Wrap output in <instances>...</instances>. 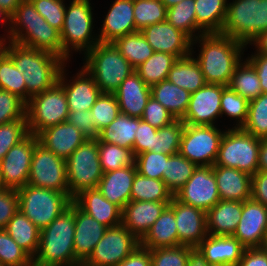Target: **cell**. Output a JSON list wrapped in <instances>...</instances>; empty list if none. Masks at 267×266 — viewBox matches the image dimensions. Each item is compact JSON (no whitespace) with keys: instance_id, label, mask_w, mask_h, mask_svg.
<instances>
[{"instance_id":"1","label":"cell","mask_w":267,"mask_h":266,"mask_svg":"<svg viewBox=\"0 0 267 266\" xmlns=\"http://www.w3.org/2000/svg\"><path fill=\"white\" fill-rule=\"evenodd\" d=\"M198 43L201 49L195 59L205 82L228 86L247 46L221 33H204L192 40L191 48Z\"/></svg>"},{"instance_id":"2","label":"cell","mask_w":267,"mask_h":266,"mask_svg":"<svg viewBox=\"0 0 267 266\" xmlns=\"http://www.w3.org/2000/svg\"><path fill=\"white\" fill-rule=\"evenodd\" d=\"M8 45V46H7ZM2 51L13 61L26 85V103L29 99L53 87L67 62L48 51L32 49L14 42L2 46Z\"/></svg>"},{"instance_id":"3","label":"cell","mask_w":267,"mask_h":266,"mask_svg":"<svg viewBox=\"0 0 267 266\" xmlns=\"http://www.w3.org/2000/svg\"><path fill=\"white\" fill-rule=\"evenodd\" d=\"M75 203L40 230L33 266H81L74 254Z\"/></svg>"},{"instance_id":"4","label":"cell","mask_w":267,"mask_h":266,"mask_svg":"<svg viewBox=\"0 0 267 266\" xmlns=\"http://www.w3.org/2000/svg\"><path fill=\"white\" fill-rule=\"evenodd\" d=\"M10 17L11 42L62 58L60 32L46 22L30 0H23Z\"/></svg>"},{"instance_id":"5","label":"cell","mask_w":267,"mask_h":266,"mask_svg":"<svg viewBox=\"0 0 267 266\" xmlns=\"http://www.w3.org/2000/svg\"><path fill=\"white\" fill-rule=\"evenodd\" d=\"M83 67L102 93H114L135 69L112 43H97L84 54Z\"/></svg>"},{"instance_id":"6","label":"cell","mask_w":267,"mask_h":266,"mask_svg":"<svg viewBox=\"0 0 267 266\" xmlns=\"http://www.w3.org/2000/svg\"><path fill=\"white\" fill-rule=\"evenodd\" d=\"M68 5L66 3L63 27L60 32L62 58L66 62L72 56L71 51L75 53L80 51L79 53L84 55L99 43L97 33H95L96 36L93 34L94 17L90 0H72Z\"/></svg>"},{"instance_id":"7","label":"cell","mask_w":267,"mask_h":266,"mask_svg":"<svg viewBox=\"0 0 267 266\" xmlns=\"http://www.w3.org/2000/svg\"><path fill=\"white\" fill-rule=\"evenodd\" d=\"M267 30V0H232L228 2L221 34L246 46Z\"/></svg>"},{"instance_id":"8","label":"cell","mask_w":267,"mask_h":266,"mask_svg":"<svg viewBox=\"0 0 267 266\" xmlns=\"http://www.w3.org/2000/svg\"><path fill=\"white\" fill-rule=\"evenodd\" d=\"M19 210L40 230L47 227L72 202L63 192L26 184L16 190Z\"/></svg>"},{"instance_id":"9","label":"cell","mask_w":267,"mask_h":266,"mask_svg":"<svg viewBox=\"0 0 267 266\" xmlns=\"http://www.w3.org/2000/svg\"><path fill=\"white\" fill-rule=\"evenodd\" d=\"M69 197L73 200L82 191L96 189L103 171L97 138H87L66 159Z\"/></svg>"},{"instance_id":"10","label":"cell","mask_w":267,"mask_h":266,"mask_svg":"<svg viewBox=\"0 0 267 266\" xmlns=\"http://www.w3.org/2000/svg\"><path fill=\"white\" fill-rule=\"evenodd\" d=\"M260 138L242 128H227L214 165L236 168L251 176L258 171Z\"/></svg>"},{"instance_id":"11","label":"cell","mask_w":267,"mask_h":266,"mask_svg":"<svg viewBox=\"0 0 267 266\" xmlns=\"http://www.w3.org/2000/svg\"><path fill=\"white\" fill-rule=\"evenodd\" d=\"M67 97L63 86L57 82L53 87L29 99L26 103V119L30 134L67 121L69 114Z\"/></svg>"},{"instance_id":"12","label":"cell","mask_w":267,"mask_h":266,"mask_svg":"<svg viewBox=\"0 0 267 266\" xmlns=\"http://www.w3.org/2000/svg\"><path fill=\"white\" fill-rule=\"evenodd\" d=\"M224 132L216 125L185 124L178 153L197 166H214Z\"/></svg>"},{"instance_id":"13","label":"cell","mask_w":267,"mask_h":266,"mask_svg":"<svg viewBox=\"0 0 267 266\" xmlns=\"http://www.w3.org/2000/svg\"><path fill=\"white\" fill-rule=\"evenodd\" d=\"M140 240L124 225L110 227L81 266H115L127 258Z\"/></svg>"},{"instance_id":"14","label":"cell","mask_w":267,"mask_h":266,"mask_svg":"<svg viewBox=\"0 0 267 266\" xmlns=\"http://www.w3.org/2000/svg\"><path fill=\"white\" fill-rule=\"evenodd\" d=\"M27 184L63 192L69 196L66 160L38 142L34 148Z\"/></svg>"},{"instance_id":"15","label":"cell","mask_w":267,"mask_h":266,"mask_svg":"<svg viewBox=\"0 0 267 266\" xmlns=\"http://www.w3.org/2000/svg\"><path fill=\"white\" fill-rule=\"evenodd\" d=\"M186 204L207 212L220 201L213 166H197L192 177L174 195Z\"/></svg>"},{"instance_id":"16","label":"cell","mask_w":267,"mask_h":266,"mask_svg":"<svg viewBox=\"0 0 267 266\" xmlns=\"http://www.w3.org/2000/svg\"><path fill=\"white\" fill-rule=\"evenodd\" d=\"M38 142L36 135L29 134L0 161L1 178L6 188L17 190L27 184L34 148Z\"/></svg>"},{"instance_id":"17","label":"cell","mask_w":267,"mask_h":266,"mask_svg":"<svg viewBox=\"0 0 267 266\" xmlns=\"http://www.w3.org/2000/svg\"><path fill=\"white\" fill-rule=\"evenodd\" d=\"M223 85L205 84L191 94L189 105L181 119L187 125H216L221 116V96Z\"/></svg>"},{"instance_id":"18","label":"cell","mask_w":267,"mask_h":266,"mask_svg":"<svg viewBox=\"0 0 267 266\" xmlns=\"http://www.w3.org/2000/svg\"><path fill=\"white\" fill-rule=\"evenodd\" d=\"M174 209L178 232V246L196 248L208 235L207 214L204 210L186 205L175 197L170 202Z\"/></svg>"},{"instance_id":"19","label":"cell","mask_w":267,"mask_h":266,"mask_svg":"<svg viewBox=\"0 0 267 266\" xmlns=\"http://www.w3.org/2000/svg\"><path fill=\"white\" fill-rule=\"evenodd\" d=\"M81 68L73 78L67 80L65 64L59 76L58 82L64 88L69 111L91 110L102 93L93 76L83 66Z\"/></svg>"},{"instance_id":"20","label":"cell","mask_w":267,"mask_h":266,"mask_svg":"<svg viewBox=\"0 0 267 266\" xmlns=\"http://www.w3.org/2000/svg\"><path fill=\"white\" fill-rule=\"evenodd\" d=\"M267 232V206L252 198L243 201V210L233 237L245 248L262 247Z\"/></svg>"},{"instance_id":"21","label":"cell","mask_w":267,"mask_h":266,"mask_svg":"<svg viewBox=\"0 0 267 266\" xmlns=\"http://www.w3.org/2000/svg\"><path fill=\"white\" fill-rule=\"evenodd\" d=\"M154 52H164L178 59L191 54L192 40L167 21L145 27L140 31Z\"/></svg>"},{"instance_id":"22","label":"cell","mask_w":267,"mask_h":266,"mask_svg":"<svg viewBox=\"0 0 267 266\" xmlns=\"http://www.w3.org/2000/svg\"><path fill=\"white\" fill-rule=\"evenodd\" d=\"M169 204L131 200L122 209L121 224L141 240Z\"/></svg>"},{"instance_id":"23","label":"cell","mask_w":267,"mask_h":266,"mask_svg":"<svg viewBox=\"0 0 267 266\" xmlns=\"http://www.w3.org/2000/svg\"><path fill=\"white\" fill-rule=\"evenodd\" d=\"M112 3L98 34L100 43H112L121 36L136 32L134 0H115Z\"/></svg>"},{"instance_id":"24","label":"cell","mask_w":267,"mask_h":266,"mask_svg":"<svg viewBox=\"0 0 267 266\" xmlns=\"http://www.w3.org/2000/svg\"><path fill=\"white\" fill-rule=\"evenodd\" d=\"M37 137L40 144L64 160L87 139L68 121L46 128Z\"/></svg>"},{"instance_id":"25","label":"cell","mask_w":267,"mask_h":266,"mask_svg":"<svg viewBox=\"0 0 267 266\" xmlns=\"http://www.w3.org/2000/svg\"><path fill=\"white\" fill-rule=\"evenodd\" d=\"M213 266H236L245 247L233 236L207 235L196 247Z\"/></svg>"},{"instance_id":"26","label":"cell","mask_w":267,"mask_h":266,"mask_svg":"<svg viewBox=\"0 0 267 266\" xmlns=\"http://www.w3.org/2000/svg\"><path fill=\"white\" fill-rule=\"evenodd\" d=\"M114 95L118 101L120 113L141 118L147 101L151 97V87L134 71L121 83Z\"/></svg>"},{"instance_id":"27","label":"cell","mask_w":267,"mask_h":266,"mask_svg":"<svg viewBox=\"0 0 267 266\" xmlns=\"http://www.w3.org/2000/svg\"><path fill=\"white\" fill-rule=\"evenodd\" d=\"M108 227L86 214L75 204L74 254L83 263L103 237Z\"/></svg>"},{"instance_id":"28","label":"cell","mask_w":267,"mask_h":266,"mask_svg":"<svg viewBox=\"0 0 267 266\" xmlns=\"http://www.w3.org/2000/svg\"><path fill=\"white\" fill-rule=\"evenodd\" d=\"M72 201L82 211L108 228L121 225L122 209L103 197L97 188L82 191Z\"/></svg>"},{"instance_id":"29","label":"cell","mask_w":267,"mask_h":266,"mask_svg":"<svg viewBox=\"0 0 267 266\" xmlns=\"http://www.w3.org/2000/svg\"><path fill=\"white\" fill-rule=\"evenodd\" d=\"M136 173V165L103 173L97 189L108 201L123 209L131 201V188Z\"/></svg>"},{"instance_id":"30","label":"cell","mask_w":267,"mask_h":266,"mask_svg":"<svg viewBox=\"0 0 267 266\" xmlns=\"http://www.w3.org/2000/svg\"><path fill=\"white\" fill-rule=\"evenodd\" d=\"M220 200L245 201L251 198L252 176L236 168L214 165Z\"/></svg>"},{"instance_id":"31","label":"cell","mask_w":267,"mask_h":266,"mask_svg":"<svg viewBox=\"0 0 267 266\" xmlns=\"http://www.w3.org/2000/svg\"><path fill=\"white\" fill-rule=\"evenodd\" d=\"M243 210V201L220 200L207 214L208 235L232 236Z\"/></svg>"},{"instance_id":"32","label":"cell","mask_w":267,"mask_h":266,"mask_svg":"<svg viewBox=\"0 0 267 266\" xmlns=\"http://www.w3.org/2000/svg\"><path fill=\"white\" fill-rule=\"evenodd\" d=\"M140 245L149 250L178 246L174 209L170 204L140 240Z\"/></svg>"},{"instance_id":"33","label":"cell","mask_w":267,"mask_h":266,"mask_svg":"<svg viewBox=\"0 0 267 266\" xmlns=\"http://www.w3.org/2000/svg\"><path fill=\"white\" fill-rule=\"evenodd\" d=\"M194 50L191 54L179 58L171 67L167 80L175 85L187 90L190 94L202 88L206 82L199 63L194 57Z\"/></svg>"},{"instance_id":"34","label":"cell","mask_w":267,"mask_h":266,"mask_svg":"<svg viewBox=\"0 0 267 266\" xmlns=\"http://www.w3.org/2000/svg\"><path fill=\"white\" fill-rule=\"evenodd\" d=\"M4 230L33 259L37 253L40 229L20 210L7 223Z\"/></svg>"},{"instance_id":"35","label":"cell","mask_w":267,"mask_h":266,"mask_svg":"<svg viewBox=\"0 0 267 266\" xmlns=\"http://www.w3.org/2000/svg\"><path fill=\"white\" fill-rule=\"evenodd\" d=\"M151 96L175 119H182L187 111L191 94L166 79L151 87Z\"/></svg>"},{"instance_id":"36","label":"cell","mask_w":267,"mask_h":266,"mask_svg":"<svg viewBox=\"0 0 267 266\" xmlns=\"http://www.w3.org/2000/svg\"><path fill=\"white\" fill-rule=\"evenodd\" d=\"M139 118L120 113L108 126L99 131L98 142L112 143L133 150Z\"/></svg>"},{"instance_id":"37","label":"cell","mask_w":267,"mask_h":266,"mask_svg":"<svg viewBox=\"0 0 267 266\" xmlns=\"http://www.w3.org/2000/svg\"><path fill=\"white\" fill-rule=\"evenodd\" d=\"M228 1L194 0L196 25L203 33H221Z\"/></svg>"},{"instance_id":"38","label":"cell","mask_w":267,"mask_h":266,"mask_svg":"<svg viewBox=\"0 0 267 266\" xmlns=\"http://www.w3.org/2000/svg\"><path fill=\"white\" fill-rule=\"evenodd\" d=\"M228 86L248 102L262 93L258 74L247 59H242L237 64Z\"/></svg>"},{"instance_id":"39","label":"cell","mask_w":267,"mask_h":266,"mask_svg":"<svg viewBox=\"0 0 267 266\" xmlns=\"http://www.w3.org/2000/svg\"><path fill=\"white\" fill-rule=\"evenodd\" d=\"M112 44L134 69L145 62L154 51L140 31L115 39Z\"/></svg>"},{"instance_id":"40","label":"cell","mask_w":267,"mask_h":266,"mask_svg":"<svg viewBox=\"0 0 267 266\" xmlns=\"http://www.w3.org/2000/svg\"><path fill=\"white\" fill-rule=\"evenodd\" d=\"M177 60L176 56L169 53L154 52L135 71L149 87H152L167 79L171 67Z\"/></svg>"},{"instance_id":"41","label":"cell","mask_w":267,"mask_h":266,"mask_svg":"<svg viewBox=\"0 0 267 266\" xmlns=\"http://www.w3.org/2000/svg\"><path fill=\"white\" fill-rule=\"evenodd\" d=\"M173 197L163 180L144 177L136 173L131 188V200L171 202Z\"/></svg>"},{"instance_id":"42","label":"cell","mask_w":267,"mask_h":266,"mask_svg":"<svg viewBox=\"0 0 267 266\" xmlns=\"http://www.w3.org/2000/svg\"><path fill=\"white\" fill-rule=\"evenodd\" d=\"M197 165L179 153L171 155L166 161L163 181L173 196L192 177Z\"/></svg>"},{"instance_id":"43","label":"cell","mask_w":267,"mask_h":266,"mask_svg":"<svg viewBox=\"0 0 267 266\" xmlns=\"http://www.w3.org/2000/svg\"><path fill=\"white\" fill-rule=\"evenodd\" d=\"M166 21L185 33L191 40L204 34L196 25L194 0H183L168 8Z\"/></svg>"},{"instance_id":"44","label":"cell","mask_w":267,"mask_h":266,"mask_svg":"<svg viewBox=\"0 0 267 266\" xmlns=\"http://www.w3.org/2000/svg\"><path fill=\"white\" fill-rule=\"evenodd\" d=\"M99 159L104 173L135 165L133 150L112 143L98 142Z\"/></svg>"},{"instance_id":"45","label":"cell","mask_w":267,"mask_h":266,"mask_svg":"<svg viewBox=\"0 0 267 266\" xmlns=\"http://www.w3.org/2000/svg\"><path fill=\"white\" fill-rule=\"evenodd\" d=\"M133 8L136 31L166 21L167 8L161 0H134Z\"/></svg>"},{"instance_id":"46","label":"cell","mask_w":267,"mask_h":266,"mask_svg":"<svg viewBox=\"0 0 267 266\" xmlns=\"http://www.w3.org/2000/svg\"><path fill=\"white\" fill-rule=\"evenodd\" d=\"M13 61L2 51L0 53V89L17 95L26 103V85Z\"/></svg>"},{"instance_id":"47","label":"cell","mask_w":267,"mask_h":266,"mask_svg":"<svg viewBox=\"0 0 267 266\" xmlns=\"http://www.w3.org/2000/svg\"><path fill=\"white\" fill-rule=\"evenodd\" d=\"M242 129L260 139L267 137V93L249 101L248 118Z\"/></svg>"},{"instance_id":"48","label":"cell","mask_w":267,"mask_h":266,"mask_svg":"<svg viewBox=\"0 0 267 266\" xmlns=\"http://www.w3.org/2000/svg\"><path fill=\"white\" fill-rule=\"evenodd\" d=\"M220 104L221 117L225 115L235 120L236 125L232 128H242L245 125L248 118L249 102L244 97L237 94L229 86H223Z\"/></svg>"},{"instance_id":"49","label":"cell","mask_w":267,"mask_h":266,"mask_svg":"<svg viewBox=\"0 0 267 266\" xmlns=\"http://www.w3.org/2000/svg\"><path fill=\"white\" fill-rule=\"evenodd\" d=\"M185 123L176 119L171 124L161 127L156 132L155 148L152 152L175 155L180 149Z\"/></svg>"},{"instance_id":"50","label":"cell","mask_w":267,"mask_h":266,"mask_svg":"<svg viewBox=\"0 0 267 266\" xmlns=\"http://www.w3.org/2000/svg\"><path fill=\"white\" fill-rule=\"evenodd\" d=\"M92 123L99 132L120 114V107L114 93H101L91 107Z\"/></svg>"},{"instance_id":"51","label":"cell","mask_w":267,"mask_h":266,"mask_svg":"<svg viewBox=\"0 0 267 266\" xmlns=\"http://www.w3.org/2000/svg\"><path fill=\"white\" fill-rule=\"evenodd\" d=\"M0 262L5 266H33L32 258L4 229H0Z\"/></svg>"},{"instance_id":"52","label":"cell","mask_w":267,"mask_h":266,"mask_svg":"<svg viewBox=\"0 0 267 266\" xmlns=\"http://www.w3.org/2000/svg\"><path fill=\"white\" fill-rule=\"evenodd\" d=\"M170 156L152 151L138 154L135 156L137 172L144 177L163 180V171H165L166 161Z\"/></svg>"},{"instance_id":"53","label":"cell","mask_w":267,"mask_h":266,"mask_svg":"<svg viewBox=\"0 0 267 266\" xmlns=\"http://www.w3.org/2000/svg\"><path fill=\"white\" fill-rule=\"evenodd\" d=\"M192 249L187 245L151 249V266H186Z\"/></svg>"},{"instance_id":"54","label":"cell","mask_w":267,"mask_h":266,"mask_svg":"<svg viewBox=\"0 0 267 266\" xmlns=\"http://www.w3.org/2000/svg\"><path fill=\"white\" fill-rule=\"evenodd\" d=\"M29 134L27 120H16L0 125V161L14 145Z\"/></svg>"},{"instance_id":"55","label":"cell","mask_w":267,"mask_h":266,"mask_svg":"<svg viewBox=\"0 0 267 266\" xmlns=\"http://www.w3.org/2000/svg\"><path fill=\"white\" fill-rule=\"evenodd\" d=\"M26 119V103L17 95L0 89V125Z\"/></svg>"},{"instance_id":"56","label":"cell","mask_w":267,"mask_h":266,"mask_svg":"<svg viewBox=\"0 0 267 266\" xmlns=\"http://www.w3.org/2000/svg\"><path fill=\"white\" fill-rule=\"evenodd\" d=\"M46 22L61 32L65 17V0H30Z\"/></svg>"},{"instance_id":"57","label":"cell","mask_w":267,"mask_h":266,"mask_svg":"<svg viewBox=\"0 0 267 266\" xmlns=\"http://www.w3.org/2000/svg\"><path fill=\"white\" fill-rule=\"evenodd\" d=\"M141 119L157 129L167 126L176 120L174 116L152 96L147 101Z\"/></svg>"},{"instance_id":"58","label":"cell","mask_w":267,"mask_h":266,"mask_svg":"<svg viewBox=\"0 0 267 266\" xmlns=\"http://www.w3.org/2000/svg\"><path fill=\"white\" fill-rule=\"evenodd\" d=\"M157 128L151 126L139 118V127L135 133L133 153L135 156L143 152L152 151L155 148Z\"/></svg>"},{"instance_id":"59","label":"cell","mask_w":267,"mask_h":266,"mask_svg":"<svg viewBox=\"0 0 267 266\" xmlns=\"http://www.w3.org/2000/svg\"><path fill=\"white\" fill-rule=\"evenodd\" d=\"M19 210V197L14 189L5 188L0 191V229H4L7 223Z\"/></svg>"},{"instance_id":"60","label":"cell","mask_w":267,"mask_h":266,"mask_svg":"<svg viewBox=\"0 0 267 266\" xmlns=\"http://www.w3.org/2000/svg\"><path fill=\"white\" fill-rule=\"evenodd\" d=\"M67 121L76 126L87 138H97L99 135V132L92 123V113L90 110L70 111Z\"/></svg>"},{"instance_id":"61","label":"cell","mask_w":267,"mask_h":266,"mask_svg":"<svg viewBox=\"0 0 267 266\" xmlns=\"http://www.w3.org/2000/svg\"><path fill=\"white\" fill-rule=\"evenodd\" d=\"M251 198L267 206V172L257 171L252 175Z\"/></svg>"},{"instance_id":"62","label":"cell","mask_w":267,"mask_h":266,"mask_svg":"<svg viewBox=\"0 0 267 266\" xmlns=\"http://www.w3.org/2000/svg\"><path fill=\"white\" fill-rule=\"evenodd\" d=\"M236 266H267V251L263 247L245 248Z\"/></svg>"},{"instance_id":"63","label":"cell","mask_w":267,"mask_h":266,"mask_svg":"<svg viewBox=\"0 0 267 266\" xmlns=\"http://www.w3.org/2000/svg\"><path fill=\"white\" fill-rule=\"evenodd\" d=\"M255 68L262 88V93H267V54L254 51L246 58Z\"/></svg>"},{"instance_id":"64","label":"cell","mask_w":267,"mask_h":266,"mask_svg":"<svg viewBox=\"0 0 267 266\" xmlns=\"http://www.w3.org/2000/svg\"><path fill=\"white\" fill-rule=\"evenodd\" d=\"M115 266H151L150 250L140 245L127 258Z\"/></svg>"},{"instance_id":"65","label":"cell","mask_w":267,"mask_h":266,"mask_svg":"<svg viewBox=\"0 0 267 266\" xmlns=\"http://www.w3.org/2000/svg\"><path fill=\"white\" fill-rule=\"evenodd\" d=\"M0 20V22H2L1 24H3L2 26L5 25L6 32L8 33L6 35L7 38L4 36H0V46H5L8 42L11 41V17L4 10L0 9Z\"/></svg>"},{"instance_id":"66","label":"cell","mask_w":267,"mask_h":266,"mask_svg":"<svg viewBox=\"0 0 267 266\" xmlns=\"http://www.w3.org/2000/svg\"><path fill=\"white\" fill-rule=\"evenodd\" d=\"M258 171L267 172V137L260 139Z\"/></svg>"},{"instance_id":"67","label":"cell","mask_w":267,"mask_h":266,"mask_svg":"<svg viewBox=\"0 0 267 266\" xmlns=\"http://www.w3.org/2000/svg\"><path fill=\"white\" fill-rule=\"evenodd\" d=\"M186 266H213L210 265L197 248H193L189 253Z\"/></svg>"},{"instance_id":"68","label":"cell","mask_w":267,"mask_h":266,"mask_svg":"<svg viewBox=\"0 0 267 266\" xmlns=\"http://www.w3.org/2000/svg\"><path fill=\"white\" fill-rule=\"evenodd\" d=\"M252 44L255 46L256 52L260 54H267V30L256 37L250 45L252 46Z\"/></svg>"},{"instance_id":"69","label":"cell","mask_w":267,"mask_h":266,"mask_svg":"<svg viewBox=\"0 0 267 266\" xmlns=\"http://www.w3.org/2000/svg\"><path fill=\"white\" fill-rule=\"evenodd\" d=\"M22 1L23 0H0V9L11 16Z\"/></svg>"},{"instance_id":"70","label":"cell","mask_w":267,"mask_h":266,"mask_svg":"<svg viewBox=\"0 0 267 266\" xmlns=\"http://www.w3.org/2000/svg\"><path fill=\"white\" fill-rule=\"evenodd\" d=\"M183 0H161V2L165 5V7L171 8L172 6H175L176 4H178L179 2H181Z\"/></svg>"},{"instance_id":"71","label":"cell","mask_w":267,"mask_h":266,"mask_svg":"<svg viewBox=\"0 0 267 266\" xmlns=\"http://www.w3.org/2000/svg\"><path fill=\"white\" fill-rule=\"evenodd\" d=\"M6 187L4 186L3 182H2V178H1V172H0V191L4 190Z\"/></svg>"},{"instance_id":"72","label":"cell","mask_w":267,"mask_h":266,"mask_svg":"<svg viewBox=\"0 0 267 266\" xmlns=\"http://www.w3.org/2000/svg\"><path fill=\"white\" fill-rule=\"evenodd\" d=\"M266 251H267V232H266V237H265V241L263 243V246H262Z\"/></svg>"}]
</instances>
